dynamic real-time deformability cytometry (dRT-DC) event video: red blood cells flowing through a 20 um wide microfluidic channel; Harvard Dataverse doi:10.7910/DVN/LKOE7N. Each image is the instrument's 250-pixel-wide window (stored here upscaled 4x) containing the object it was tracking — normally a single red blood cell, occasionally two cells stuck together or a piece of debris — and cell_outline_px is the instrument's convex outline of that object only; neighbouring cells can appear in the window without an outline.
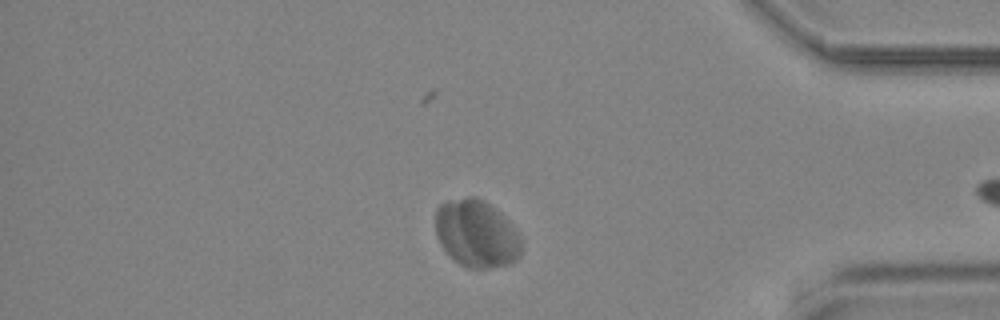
{"species": "common noctule bat (a hibernating species)", "species_latin": "Nyctalus noctula", "temperature_condition": "cold", "stored_images_in_passage": 44, "camera_frame_rate_fps": 3000, "um_per_image_px": 0.085, "animal": {"sex": "male", "body_mass_g": 19.2, "forearm_length_mm": 51.8}, "frame": {"image": 1, "passage_image": 37, "time_ms": 12.0, "image_size_px": [1000, 320], "cell_outline_px": [[524, 248], [520, 256], [512, 264], [488, 268], [468, 268], [460, 264], [440, 244], [436, 236], [436, 208], [444, 200], [468, 196], [476, 196], [484, 200], [500, 212], [508, 220], [520, 236]], "centroid_in_image_um": [40.53, 19.84], "position_along_channel_um": 394.7, "area_um2": 34.22}}